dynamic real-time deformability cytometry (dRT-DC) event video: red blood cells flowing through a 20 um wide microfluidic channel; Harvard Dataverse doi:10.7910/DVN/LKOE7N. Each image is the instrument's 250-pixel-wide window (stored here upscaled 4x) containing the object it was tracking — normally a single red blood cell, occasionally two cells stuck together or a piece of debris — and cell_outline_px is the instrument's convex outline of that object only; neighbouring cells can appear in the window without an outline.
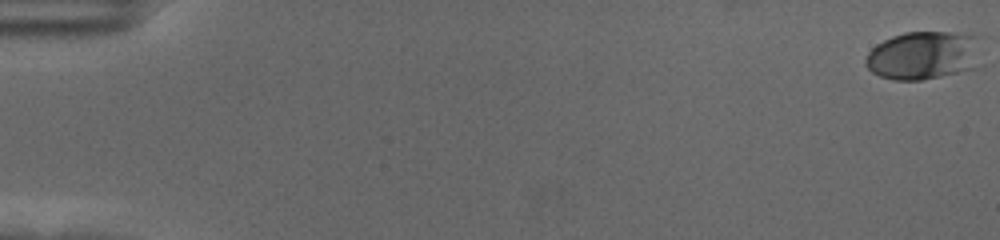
{"species": "human", "species_latin": "Homo sapiens", "temperature_condition": "cold", "stored_images_in_passage": 59, "camera_frame_rate_fps": 3000, "um_per_image_px": 0.085, "donor": {"sex": "female"}, "frame": {"image": 1, "passage_image": 1, "time_ms": 0.0, "image_size_px": [1000, 240], "cell_outline_px": [[980, 36], [972, 68], [940, 76], [920, 80], [896, 80], [880, 76], [872, 72], [868, 68], [864, 60], [868, 52], [876, 44], [892, 36], [904, 32], [948, 32]], "centroid_in_image_um": [78.4, 4.69], "position_along_channel_um": 6.6, "area_um2": 31.96}}
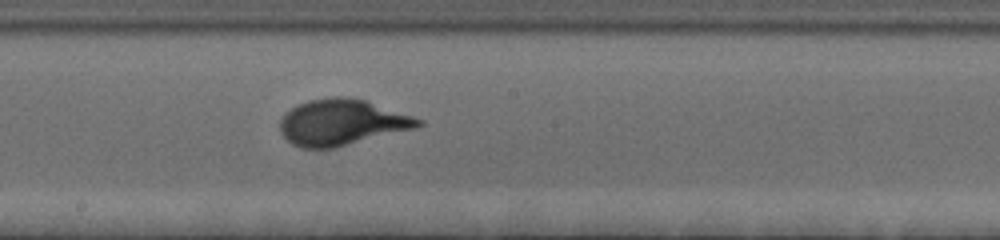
{"frame": {"image": 2, "passage_image": 34, "time_ms": 11.0, "image_size_px": [1000, 240], "cell_outline_px": [[424, 124], [412, 128], [332, 148], [300, 148], [292, 144], [280, 132], [280, 120], [296, 104], [308, 100], [332, 96], [348, 96], [364, 100], [424, 120]], "centroid_in_image_um": [29.0, 10.38], "position_along_channel_um": 219.2, "area_um2": 36.41}}
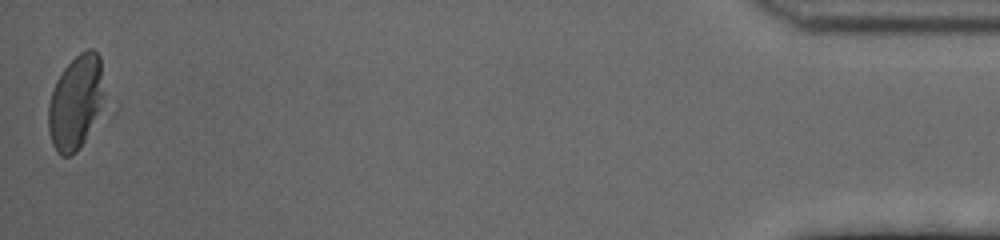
{"frame": {"image": 3, "passage_image": 59, "time_ms": 19.333, "image_size_px": [1000, 240], "cell_outline_px": [[104, 100], [80, 148], [72, 156], [60, 156], [56, 152], [52, 144], [48, 132], [48, 104], [56, 80], [64, 68], [80, 52], [88, 48], [92, 48], [100, 56], [104, 96]], "centroid_in_image_um": [6.41, 8.7], "position_along_channel_um": 428.8, "area_um2": 30.52}, "authors_computed_cell_mechanics": {"area_um2": 33.9864, "velocity_mm_per_s": 3.5205, "shape_relaxation_time_tau1_ms": 3.5178, "shape_relaxation_time_tau2_ms": null, "deformation_change_tau1": 0.1909, "deformation_change_tau2": null}}